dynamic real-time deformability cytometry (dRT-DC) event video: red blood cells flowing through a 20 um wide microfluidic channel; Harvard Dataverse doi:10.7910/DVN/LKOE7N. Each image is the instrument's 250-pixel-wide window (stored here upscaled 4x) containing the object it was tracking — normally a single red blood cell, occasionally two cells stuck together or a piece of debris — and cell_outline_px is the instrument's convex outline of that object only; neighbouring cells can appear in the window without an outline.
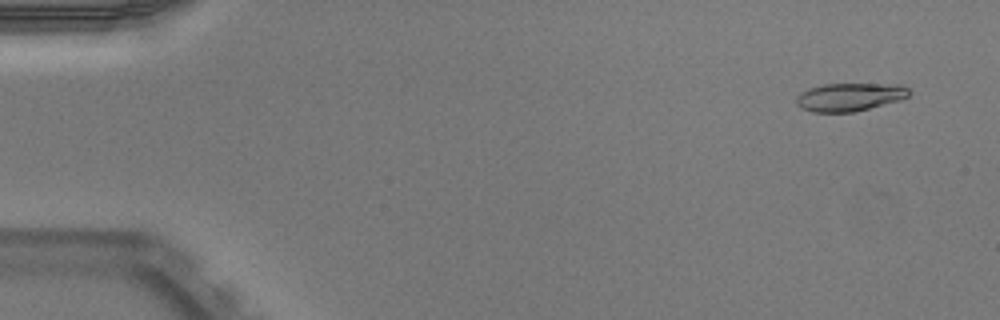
{"species": "Egyptian fruit bat (a non-hibernating species)", "species_latin": "Rousettus aegyptiacus", "temperature_condition": "warm", "stored_images_in_passage": 46, "camera_frame_rate_fps": 3000, "um_per_image_px": 0.085, "animal": {"sex": "male"}, "frame": {"image": 1, "passage_image": 2, "time_ms": 0.333, "image_size_px": [1000, 320], "cell_outline_px": [[912, 92], [908, 96], [900, 100], [852, 112], [812, 112], [800, 108], [796, 104], [796, 96], [800, 92], [808, 88], [824, 84], [900, 84], [908, 88]], "centroid_in_image_um": [72.19, 8.24], "position_along_channel_um": 12.8, "area_um2": 18.55}}
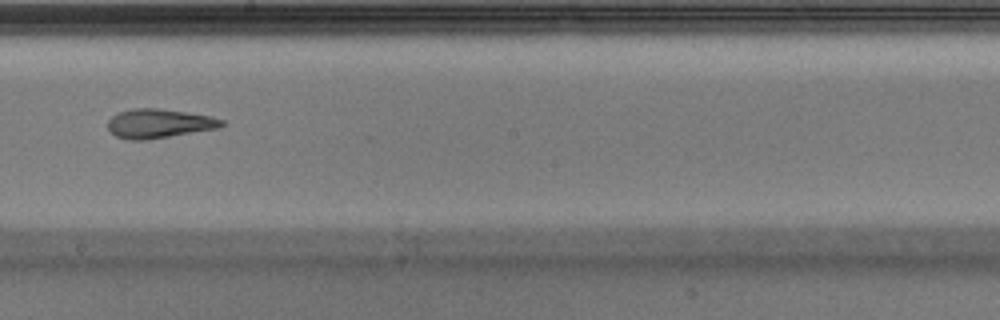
{"frame": {"image": 2, "passage_image": 28, "time_ms": 9.0, "image_size_px": [1000, 320], "cell_outline_px": [[224, 124], [220, 128], [144, 140], [128, 140], [116, 136], [108, 128], [108, 120], [116, 112], [132, 108], [160, 108], [212, 116], [224, 120]], "centroid_in_image_um": [13.51, 10.48], "position_along_channel_um": 234.7, "area_um2": 19.42}}
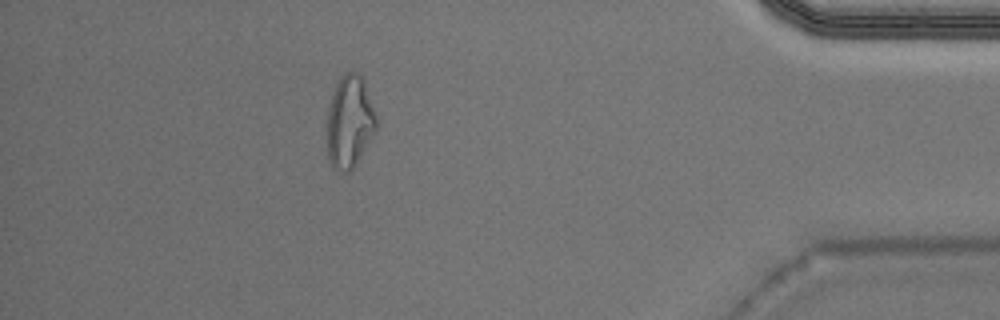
{"frame": {"image": 3, "passage_image": 44, "time_ms": 14.333, "image_size_px": [1000, 320], "cell_outline_px": [[380, 124], [376, 132], [356, 164], [348, 172], [344, 172], [332, 168], [328, 160], [328, 108], [336, 84], [340, 76], [344, 72], [356, 72], [364, 80], [376, 112]], "centroid_in_image_um": [29.76, 10.36], "position_along_channel_um": 405.4, "area_um2": 26.88}}